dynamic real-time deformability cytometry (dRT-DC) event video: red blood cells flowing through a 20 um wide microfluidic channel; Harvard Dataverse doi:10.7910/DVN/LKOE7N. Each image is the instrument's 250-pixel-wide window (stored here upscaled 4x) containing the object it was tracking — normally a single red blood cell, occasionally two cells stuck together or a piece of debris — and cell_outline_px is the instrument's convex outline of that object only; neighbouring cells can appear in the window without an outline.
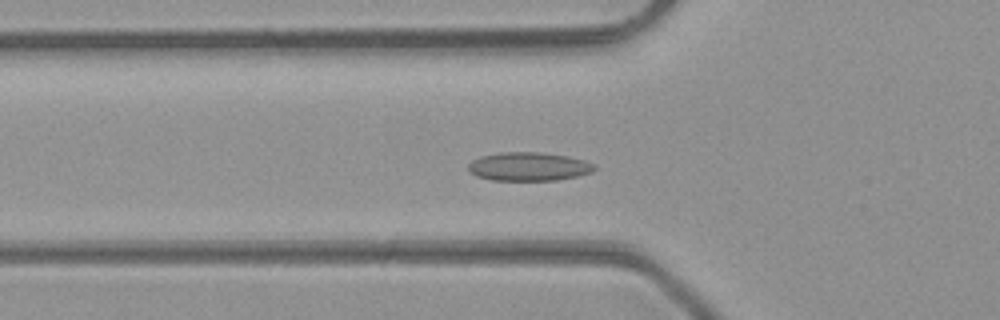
{"species": "common noctule bat (a hibernating species)", "species_latin": "Nyctalus noctula", "temperature_condition": "room temperature", "stored_images_in_passage": 38, "camera_frame_rate_fps": 3000, "um_per_image_px": 0.085, "animal": {"sex": "male", "body_mass_g": 23.1, "forearm_length_mm": 52.7}, "frame": {"image": 1, "passage_image": 10, "time_ms": 3.0, "image_size_px": [1000, 320], "cell_outline_px": [[596, 168], [592, 172], [576, 176], [556, 180], [492, 180], [476, 176], [468, 168], [468, 164], [472, 160], [480, 156], [500, 152], [540, 152], [568, 156], [584, 160], [596, 164]], "centroid_in_image_um": [44.95, 14.15], "position_along_channel_um": 80.9, "area_um2": 21.04}}
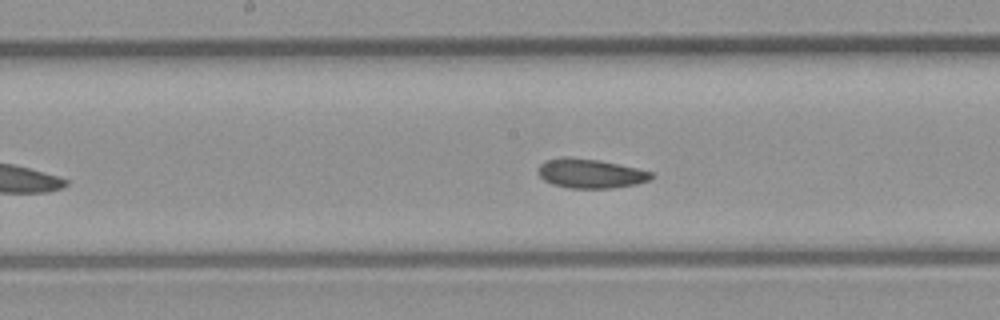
{"frame": {"image": 2, "passage_image": 18, "time_ms": 5.667, "image_size_px": [1000, 320], "cell_outline_px": [[656, 176], [648, 180], [636, 184], [612, 188], [568, 188], [552, 184], [544, 180], [536, 172], [540, 164], [544, 160], [560, 156], [568, 156], [600, 160], [636, 168], [652, 172]], "centroid_in_image_um": [50.14, 14.73], "position_along_channel_um": 198.1, "area_um2": 19.59}}
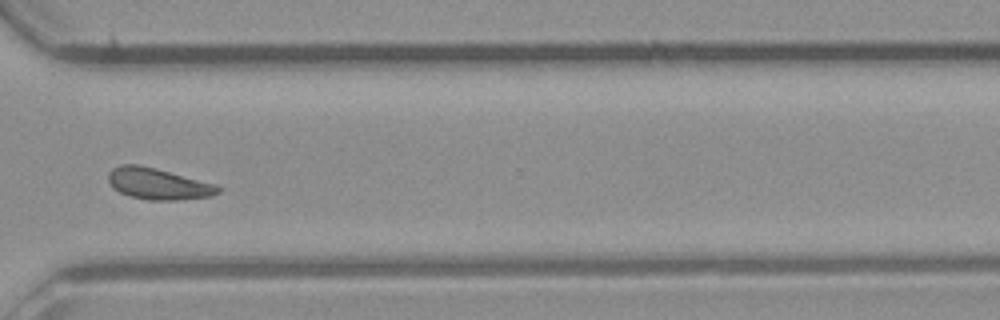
{"frame": {"image": 3, "passage_image": 29, "time_ms": 9.333, "image_size_px": [1000, 320], "cell_outline_px": [[220, 192], [212, 196], [176, 200], [152, 200], [128, 196], [112, 188], [108, 180], [108, 172], [112, 168], [120, 164], [140, 164], [156, 168], [216, 184], [220, 188]], "centroid_in_image_um": [13.41, 15.61], "position_along_channel_um": 357.2, "area_um2": 20.17}, "authors_computed_cell_mechanics": {"area_um2": 19.4497, "velocity_mm_per_s": 4.3588, "shape_relaxation_time_tau1_ms": 4.6642, "shape_relaxation_time_tau2_ms": 2.2858, "deformation_change_tau1": 0.1029, "deformation_change_tau2": 0.0706}}